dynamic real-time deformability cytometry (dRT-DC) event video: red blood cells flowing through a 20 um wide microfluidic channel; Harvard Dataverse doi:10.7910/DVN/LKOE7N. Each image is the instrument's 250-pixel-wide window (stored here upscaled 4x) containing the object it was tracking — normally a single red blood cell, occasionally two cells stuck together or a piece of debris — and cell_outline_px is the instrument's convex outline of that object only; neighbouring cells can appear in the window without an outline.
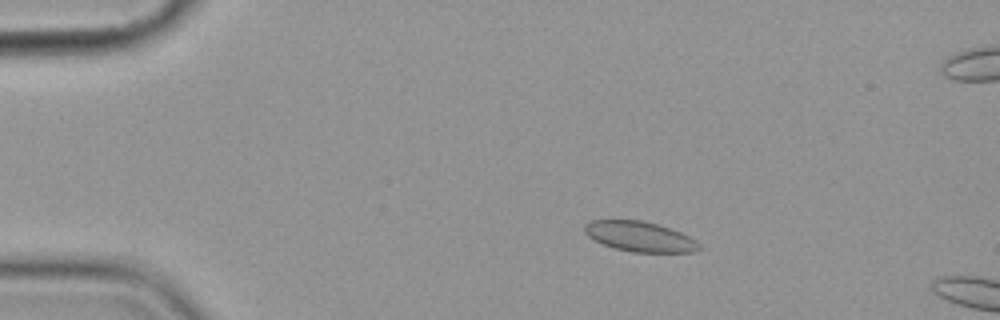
{"species": "common noctule bat (a hibernating species)", "species_latin": "Nyctalus noctula", "temperature_condition": "cold", "stored_images_in_passage": 5, "camera_frame_rate_fps": 3000, "um_per_image_px": 0.085, "animal": {"sex": "female", "body_mass_g": 19.9}, "frame": {"image": 1, "passage_image": 3, "time_ms": 2.333, "image_size_px": [1000, 320], "cell_outline_px": [[704, 248], [696, 252], [632, 252], [616, 248], [604, 244], [588, 236], [584, 232], [584, 224], [592, 220], [640, 220], [656, 224], [680, 232], [696, 240]], "centroid_in_image_um": [54.41, 20.11], "position_along_channel_um": 30.6, "area_um2": 20.0}}